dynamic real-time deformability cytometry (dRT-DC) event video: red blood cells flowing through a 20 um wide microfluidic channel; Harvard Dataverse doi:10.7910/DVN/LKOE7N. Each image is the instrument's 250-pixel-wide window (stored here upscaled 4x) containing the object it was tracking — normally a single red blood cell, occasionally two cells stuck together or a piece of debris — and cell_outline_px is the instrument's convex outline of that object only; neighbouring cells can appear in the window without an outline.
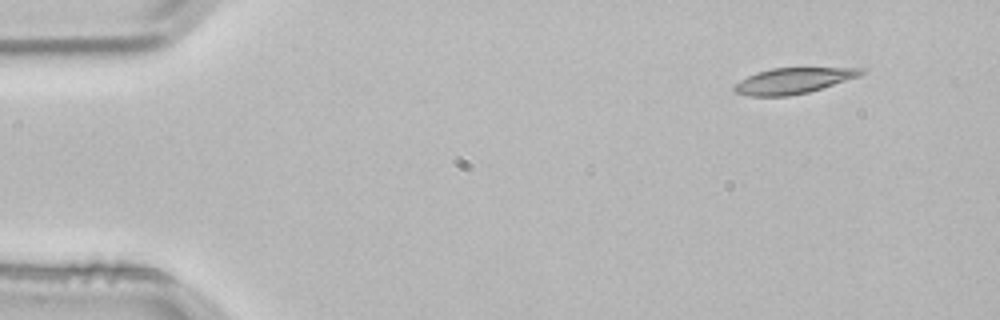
{"species": "common noctule bat (a hibernating species)", "species_latin": "Nyctalus noctula", "temperature_condition": "room temperature", "stored_images_in_passage": 4, "segment_of_instrument_passage": [1, 2], "camera_frame_rate_fps": 3000, "um_per_image_px": 0.085, "animal": {"sex": "male", "body_mass_g": 21.5, "forearm_length_mm": 52.0}, "frame": {"image": 1, "passage_image": 1, "time_ms": 0.0, "image_size_px": [1000, 320], "cell_outline_px": [[864, 72], [860, 76], [808, 92], [788, 96], [748, 96], [736, 92], [732, 88], [740, 80], [756, 72], [772, 68], [864, 68]], "centroid_in_image_um": [67.4, 6.86], "position_along_channel_um": 17.6, "area_um2": 18.84}}
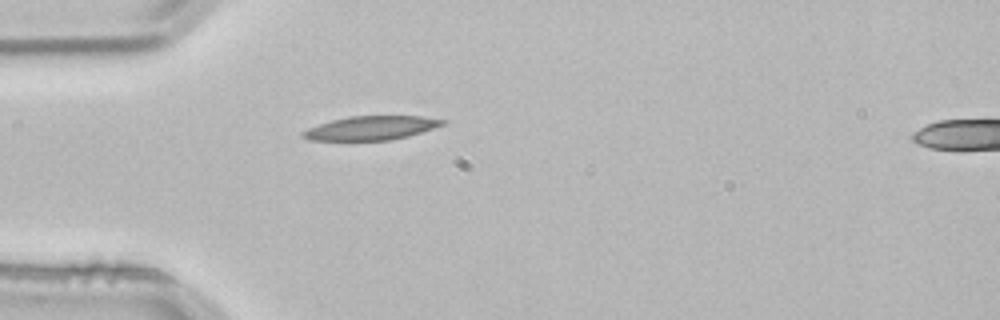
{"frame": {"image": 2, "passage_image": 3, "time_ms": 0.667, "image_size_px": [1000, 320], "cell_outline_px": [[448, 124], [408, 136], [388, 140], [308, 140], [300, 136], [300, 132], [308, 128], [332, 120], [348, 116], [420, 116], [448, 120]], "centroid_in_image_um": [31.57, 10.87], "position_along_channel_um": 53.4, "area_um2": 19.54}}